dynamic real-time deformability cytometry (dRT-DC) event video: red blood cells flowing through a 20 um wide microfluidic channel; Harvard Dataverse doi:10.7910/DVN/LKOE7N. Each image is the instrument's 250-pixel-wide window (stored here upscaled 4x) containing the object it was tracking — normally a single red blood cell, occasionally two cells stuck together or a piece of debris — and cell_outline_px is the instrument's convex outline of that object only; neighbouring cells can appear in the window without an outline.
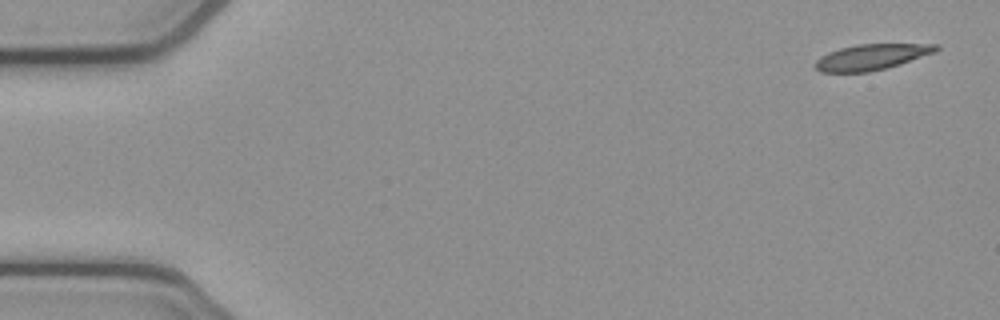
{"species": "common noctule bat (a hibernating species)", "species_latin": "Nyctalus noctula", "temperature_condition": "cold", "stored_images_in_passage": 52, "camera_frame_rate_fps": 3000, "um_per_image_px": 0.085, "animal": {"sex": "female", "body_mass_g": 21.9}, "frame": {"image": 1, "passage_image": 1, "time_ms": 0.0, "image_size_px": [1000, 320], "cell_outline_px": [[940, 48], [936, 52], [900, 64], [868, 72], [820, 72], [812, 64], [820, 56], [828, 52], [840, 48], [856, 44], [940, 44]], "centroid_in_image_um": [74.06, 4.84], "position_along_channel_um": 10.9, "area_um2": 18.21}}
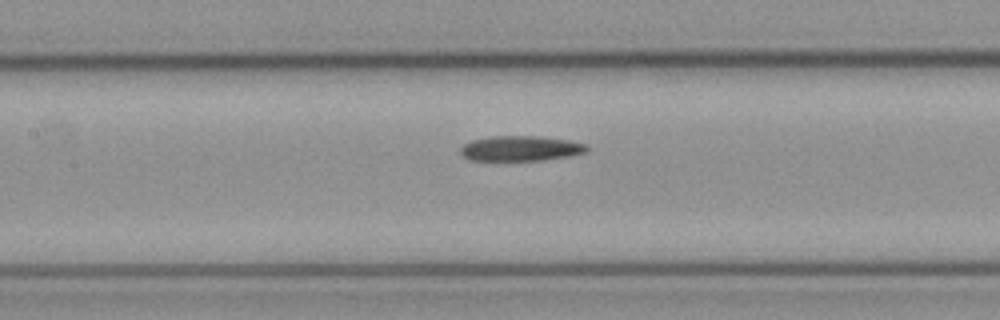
{"frame": {"image": 2, "passage_image": 23, "time_ms": 7.333, "image_size_px": [1000, 320], "cell_outline_px": [[588, 152], [568, 156], [544, 160], [468, 160], [460, 152], [460, 148], [464, 144], [472, 140], [492, 136], [536, 136], [568, 140], [588, 144]], "centroid_in_image_um": [44.27, 12.61], "position_along_channel_um": 163.1, "area_um2": 18.5}}
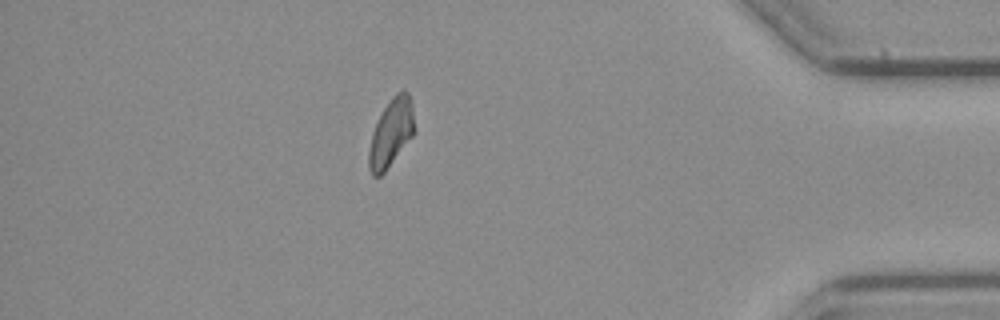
{"frame": {"image": 3, "passage_image": 45, "time_ms": 14.667, "image_size_px": [1000, 320], "cell_outline_px": [[416, 128], [412, 136], [384, 172], [380, 176], [372, 176], [368, 168], [368, 152], [372, 132], [384, 108], [392, 96], [396, 92], [404, 88], [408, 92], [412, 100]], "centroid_in_image_um": [33.26, 11.25], "position_along_channel_um": 401.9, "area_um2": 18.15}, "authors_computed_cell_mechanics": {"area_um2": 18.8428, "velocity_mm_per_s": 3.8618, "shape_relaxation_time_tau1_ms": null, "shape_relaxation_time_tau2_ms": 6.8037, "deformation_change_tau1": null, "deformation_change_tau2": 0.135}}